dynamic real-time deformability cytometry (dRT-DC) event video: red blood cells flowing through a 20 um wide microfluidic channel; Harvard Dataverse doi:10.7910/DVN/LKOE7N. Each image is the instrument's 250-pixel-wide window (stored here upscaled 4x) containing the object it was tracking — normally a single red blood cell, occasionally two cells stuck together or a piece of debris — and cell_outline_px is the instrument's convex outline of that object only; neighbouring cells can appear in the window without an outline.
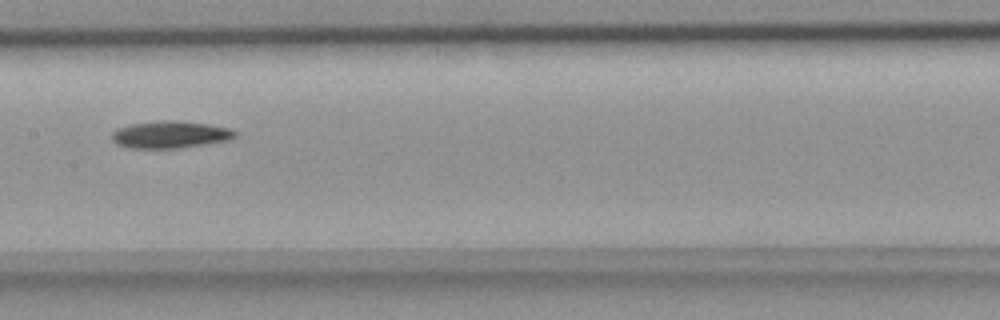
{"species": "common noctule bat (a hibernating species)", "species_latin": "Nyctalus noctula", "temperature_condition": "room temperature", "stored_images_in_passage": 11, "segment_of_instrument_passage": [1, 2], "camera_frame_rate_fps": 3000, "um_per_image_px": 0.085, "animal": {"sex": "female", "body_mass_g": 18.4}, "frame": {"image": 1, "passage_image": 4, "time_ms": 1.0, "image_size_px": [1000, 320], "cell_outline_px": [[236, 136], [232, 140], [180, 148], [128, 148], [116, 144], [112, 140], [112, 132], [120, 128], [132, 124], [160, 120], [176, 120], [208, 124], [232, 128], [236, 132]], "centroid_in_image_um": [14.51, 11.44], "position_along_channel_um": 192.9, "area_um2": 19.65}}
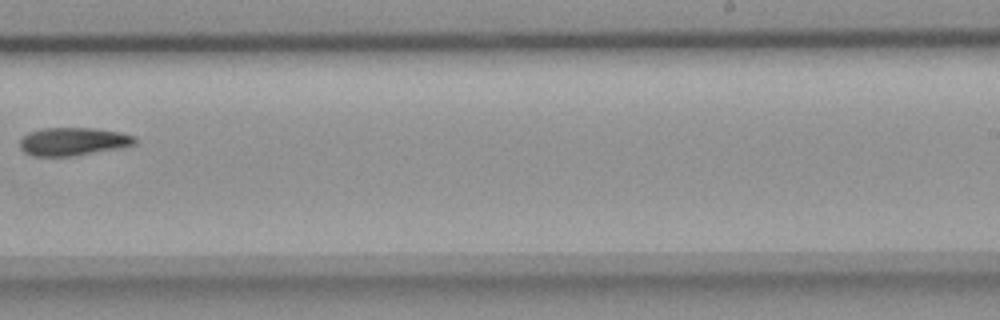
{"frame": {"image": 2, "passage_image": 6, "time_ms": 1.667, "image_size_px": [1000, 320], "cell_outline_px": [[136, 144], [124, 148], [76, 156], [32, 156], [24, 152], [20, 148], [20, 140], [28, 132], [44, 128], [96, 128], [120, 132], [136, 136]], "centroid_in_image_um": [6.26, 12.04], "position_along_channel_um": 282.7, "area_um2": 19.19}}
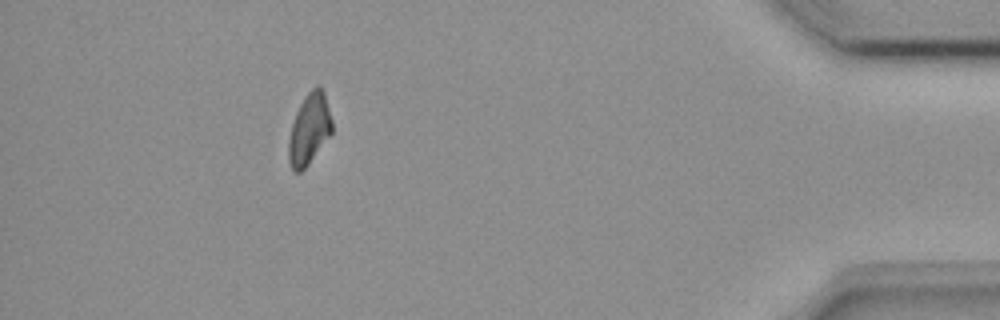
{"frame": {"image": 3, "passage_image": 10, "time_ms": 3.0, "image_size_px": [1000, 320], "cell_outline_px": [[332, 132], [308, 164], [300, 172], [296, 172], [292, 168], [288, 160], [288, 140], [292, 124], [296, 112], [304, 96], [316, 84], [320, 84], [324, 92], [332, 120]], "centroid_in_image_um": [26.28, 10.93], "position_along_channel_um": 408.9, "area_um2": 17.86}}